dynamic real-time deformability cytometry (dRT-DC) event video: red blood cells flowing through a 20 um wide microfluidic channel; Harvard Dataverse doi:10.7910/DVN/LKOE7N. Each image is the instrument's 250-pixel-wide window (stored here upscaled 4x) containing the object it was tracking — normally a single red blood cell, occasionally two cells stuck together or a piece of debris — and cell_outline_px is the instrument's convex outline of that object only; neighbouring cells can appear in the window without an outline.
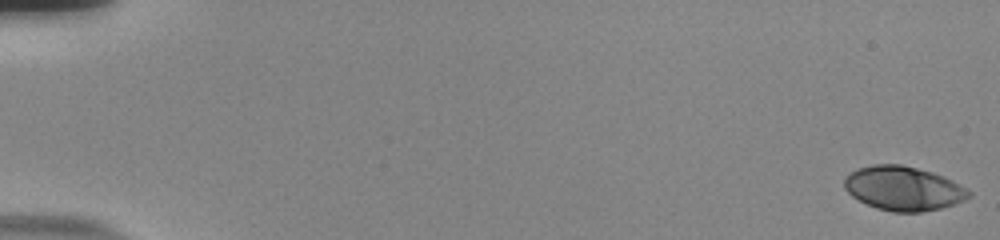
{"species": "human", "species_latin": "Homo sapiens", "temperature_condition": "room temperature", "stored_images_in_passage": 56, "camera_frame_rate_fps": 3000, "um_per_image_px": 0.085, "donor": {"sex": "male"}, "frame": {"image": 1, "passage_image": 1, "time_ms": 0.0, "image_size_px": [1000, 240], "cell_outline_px": [[972, 196], [964, 200], [940, 208], [920, 212], [892, 212], [876, 208], [852, 196], [844, 188], [844, 176], [860, 168], [872, 164], [900, 164], [932, 172], [944, 176], [952, 180], [972, 192]], "centroid_in_image_um": [76.78, 16.01], "position_along_channel_um": 8.2, "area_um2": 31.91}}
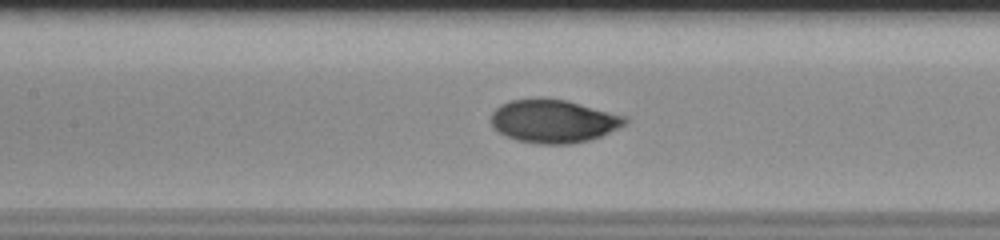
{"frame": {"image": 2, "passage_image": 28, "time_ms": 9.0, "image_size_px": [1000, 240], "cell_outline_px": [[628, 124], [600, 136], [588, 140], [572, 144], [540, 144], [516, 140], [504, 136], [492, 128], [492, 112], [500, 104], [508, 100], [564, 100], [628, 116]], "centroid_in_image_um": [47.06, 10.33], "position_along_channel_um": 160.3, "area_um2": 33.47}}
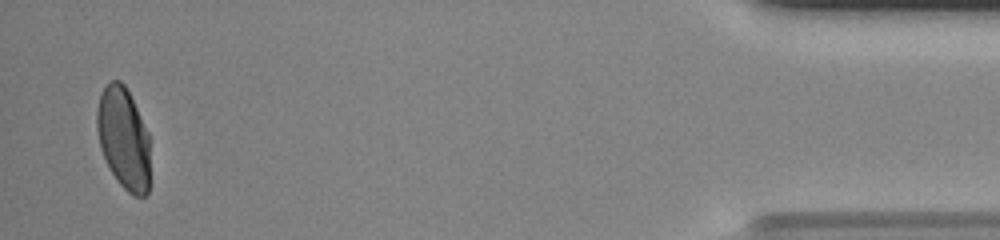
{"frame": {"image": 3, "passage_image": 55, "time_ms": 18.0, "image_size_px": [1000, 240], "cell_outline_px": [[148, 192], [144, 196], [136, 196], [128, 192], [116, 180], [100, 148], [96, 128], [96, 112], [100, 92], [108, 80], [120, 80], [124, 84], [148, 132]], "centroid_in_image_um": [10.46, 11.72], "position_along_channel_um": 424.7, "area_um2": 31.27}, "authors_computed_cell_mechanics": {"area_um2": 32.2524, "velocity_mm_per_s": 3.745, "shape_relaxation_time_tau1_ms": 3.8524, "shape_relaxation_time_tau2_ms": null, "deformation_change_tau1": 0.1736, "deformation_change_tau2": null}}